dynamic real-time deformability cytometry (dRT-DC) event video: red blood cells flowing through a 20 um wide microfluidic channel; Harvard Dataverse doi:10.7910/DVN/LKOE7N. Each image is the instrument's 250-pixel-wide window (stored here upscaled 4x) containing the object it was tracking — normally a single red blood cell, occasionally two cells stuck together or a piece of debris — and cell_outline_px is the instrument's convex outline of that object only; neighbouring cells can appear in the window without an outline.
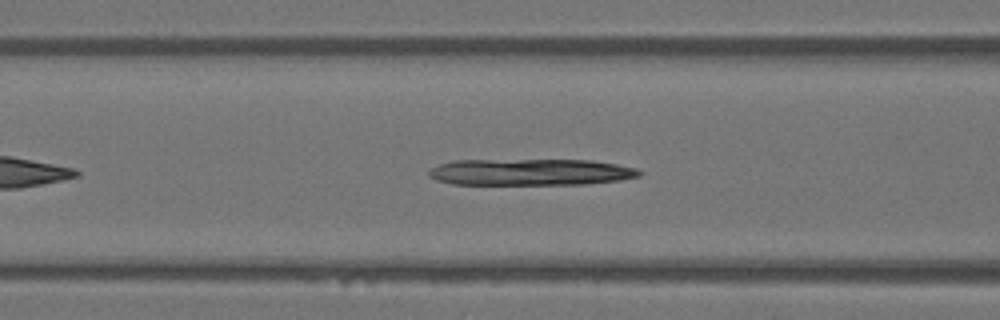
{"species": "Egyptian fruit bat (a non-hibernating species)", "species_latin": "Rousettus aegyptiacus", "temperature_condition": "warm", "stored_images_in_passage": 39, "camera_frame_rate_fps": 3000, "um_per_image_px": 0.085, "animal": {"sex": "female"}, "frame": {"image": 1, "passage_image": 9, "time_ms": 2.667, "image_size_px": [1000, 320], "cell_outline_px": [[644, 172], [640, 176], [620, 180], [584, 184], [452, 184], [436, 180], [428, 176], [428, 172], [432, 168], [440, 164], [452, 160], [592, 160], [640, 168]], "centroid_in_image_um": [45.13, 14.62], "position_along_channel_um": 121.5, "area_um2": 32.71}}
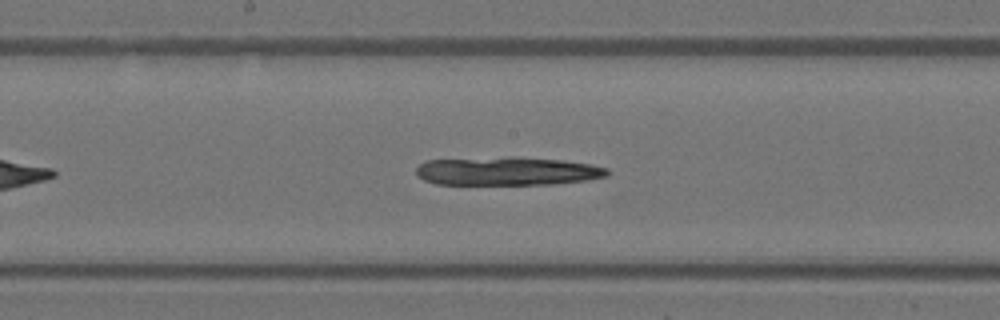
{"frame": {"image": 2, "passage_image": 15, "time_ms": 4.667, "image_size_px": [1000, 320], "cell_outline_px": [[608, 176], [584, 180], [552, 184], [436, 184], [424, 180], [416, 176], [416, 168], [424, 160], [564, 160], [588, 164], [608, 168]], "centroid_in_image_um": [43.1, 14.6], "position_along_channel_um": 205.1, "area_um2": 29.82}}
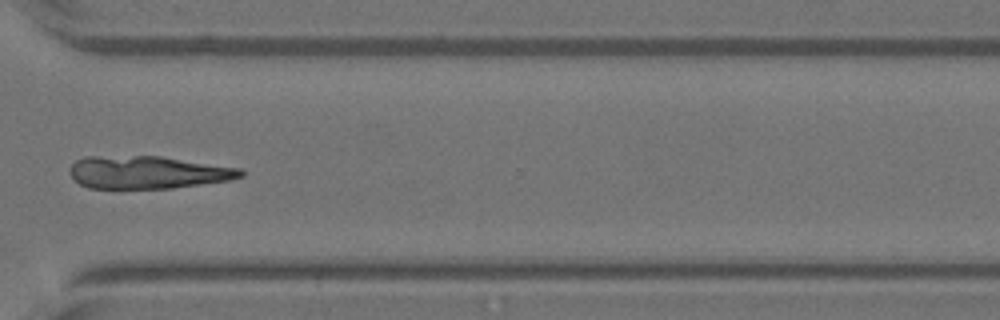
{"frame": {"image": 3, "passage_image": 26, "time_ms": 8.333, "image_size_px": [1000, 320], "cell_outline_px": [[244, 176], [232, 180], [172, 188], [88, 188], [80, 184], [72, 176], [72, 164], [76, 160], [84, 156], [160, 156], [244, 168]], "centroid_in_image_um": [12.64, 14.64], "position_along_channel_um": 358.0, "area_um2": 32.66}}